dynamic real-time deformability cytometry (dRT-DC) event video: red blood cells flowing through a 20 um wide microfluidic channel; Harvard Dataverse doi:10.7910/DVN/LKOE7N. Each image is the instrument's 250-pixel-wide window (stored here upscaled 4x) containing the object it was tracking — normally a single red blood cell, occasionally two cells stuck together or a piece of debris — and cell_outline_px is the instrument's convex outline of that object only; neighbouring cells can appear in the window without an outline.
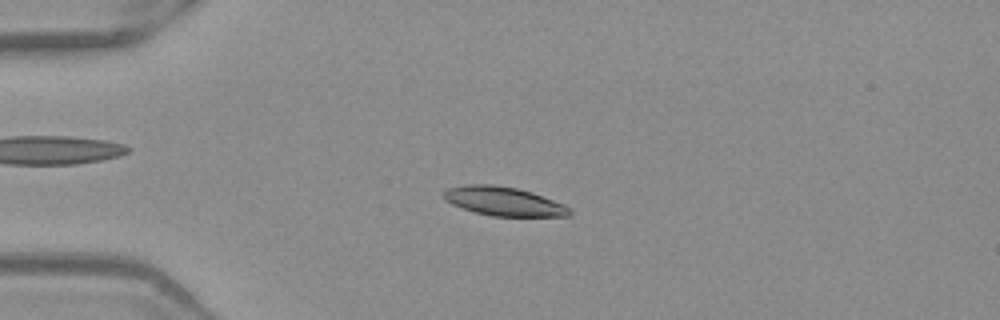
{"species": "Egyptian fruit bat (a non-hibernating species)", "species_latin": "Rousettus aegyptiacus", "temperature_condition": "warm", "stored_images_in_passage": 52, "camera_frame_rate_fps": 3000, "um_per_image_px": 0.085, "frame": {"image": 1, "passage_image": 13, "time_ms": 4.0, "image_size_px": [1000, 320], "cell_outline_px": [[572, 212], [568, 216], [492, 216], [476, 212], [452, 204], [444, 200], [440, 192], [448, 188], [464, 184], [492, 184], [516, 188], [532, 192], [564, 204]], "centroid_in_image_um": [42.76, 17.1], "position_along_channel_um": 42.2, "area_um2": 21.21}}
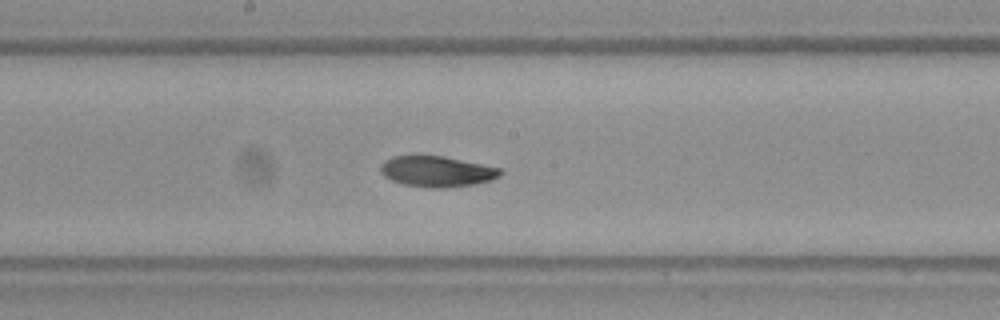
{"frame": {"image": 2, "passage_image": 28, "time_ms": 9.0, "image_size_px": [1000, 320], "cell_outline_px": [[504, 172], [500, 176], [492, 180], [472, 184], [444, 188], [428, 188], [404, 184], [392, 180], [384, 176], [380, 172], [380, 164], [384, 160], [392, 156], [444, 156], [484, 164], [500, 168]], "centroid_in_image_um": [37.14, 14.57], "position_along_channel_um": 211.1, "area_um2": 21.56}}
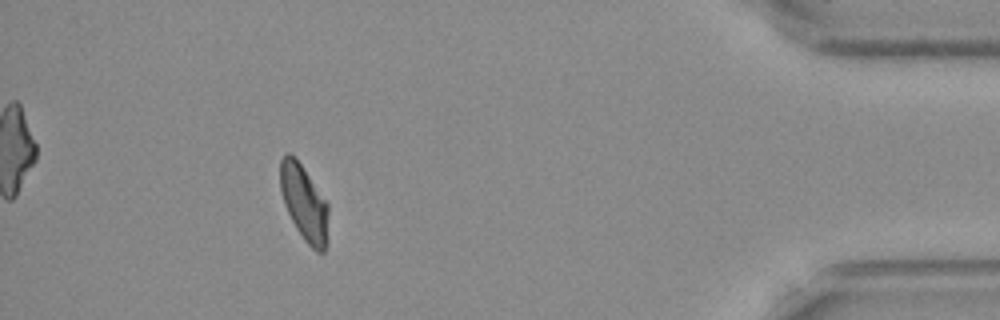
{"frame": {"image": 3, "passage_image": 47, "time_ms": 15.333, "image_size_px": [1000, 320], "cell_outline_px": [[328, 240], [324, 252], [316, 252], [304, 240], [296, 228], [284, 204], [280, 192], [280, 160], [288, 152], [296, 156], [328, 204]], "centroid_in_image_um": [25.85, 17.25], "position_along_channel_um": 409.3, "area_um2": 21.44}, "authors_computed_cell_mechanics": {"area_um2": 21.4438, "velocity_mm_per_s": 3.9564, "shape_relaxation_time_tau1_ms": 7.1857, "shape_relaxation_time_tau2_ms": 4.4925, "deformation_change_tau1": 0.1829, "deformation_change_tau2": 0.0921}}